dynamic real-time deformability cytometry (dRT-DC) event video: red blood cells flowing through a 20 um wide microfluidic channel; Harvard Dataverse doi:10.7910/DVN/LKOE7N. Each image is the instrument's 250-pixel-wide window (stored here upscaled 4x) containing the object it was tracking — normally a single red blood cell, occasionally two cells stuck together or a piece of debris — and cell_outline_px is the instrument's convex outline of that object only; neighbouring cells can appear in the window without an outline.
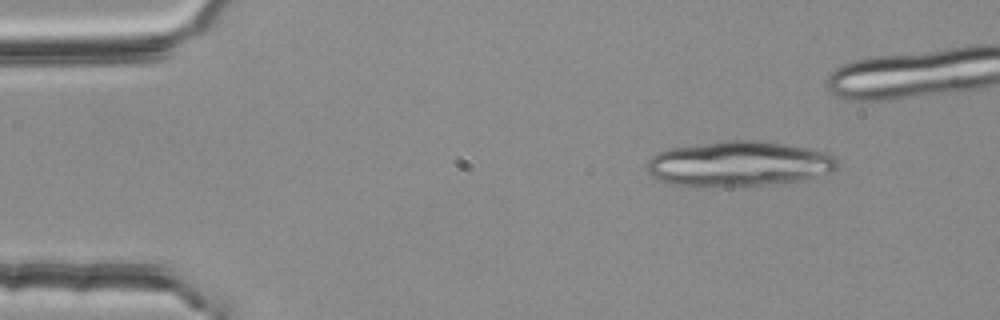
{"species": "common noctule bat (a hibernating species)", "species_latin": "Nyctalus noctula", "temperature_condition": "room temperature", "stored_images_in_passage": 2, "camera_frame_rate_fps": 3000, "um_per_image_px": 0.085, "animal": {"sex": "female", "body_mass_g": 25.1}, "frame": {"image": 1, "passage_image": 1, "time_ms": 0.0, "image_size_px": [1000, 320], "cell_outline_px": [[836, 168], [832, 172], [804, 180], [764, 184], [700, 188], [696, 188], [668, 184], [652, 176], [648, 172], [644, 164], [652, 156], [668, 148], [724, 140], [760, 140], [808, 148], [824, 152], [836, 156]], "centroid_in_image_um": [62.74, 13.93], "position_along_channel_um": 22.3, "area_um2": 50.75}}